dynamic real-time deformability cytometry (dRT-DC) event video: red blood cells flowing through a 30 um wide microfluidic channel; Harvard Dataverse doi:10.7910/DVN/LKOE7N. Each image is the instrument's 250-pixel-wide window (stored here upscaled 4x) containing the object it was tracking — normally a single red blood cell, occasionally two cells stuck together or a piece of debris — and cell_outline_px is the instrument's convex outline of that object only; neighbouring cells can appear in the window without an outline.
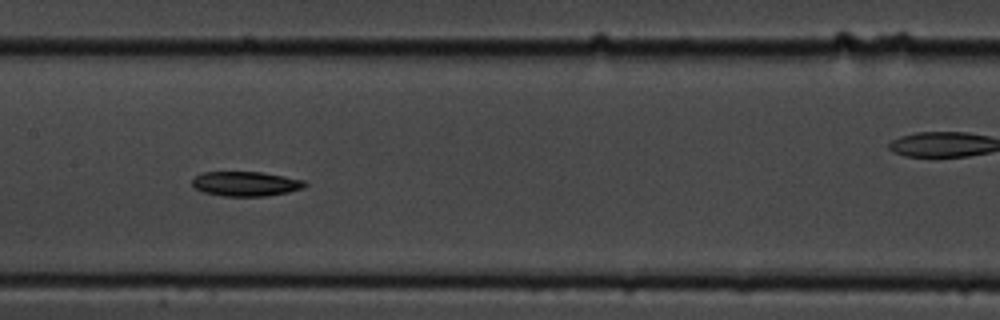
{"species": "common noctule bat (a hibernating species)", "species_latin": "Nyctalus noctula", "temperature_condition": "cold", "stored_images_in_passage": 15, "camera_frame_rate_fps": 3000, "um_per_image_px": 0.085, "animal": {"sex": "male", "body_mass_g": 19.5, "forearm_length_mm": 54.6}, "frame": {"image": 1, "passage_image": 7, "time_ms": 7.667, "image_size_px": [1000, 320], "cell_outline_px": [[308, 184], [304, 188], [288, 192], [264, 196], [224, 196], [200, 192], [192, 184], [192, 180], [200, 172], [264, 172], [304, 180]], "centroid_in_image_um": [20.89, 15.62], "position_along_channel_um": 186.5, "area_um2": 16.3}}
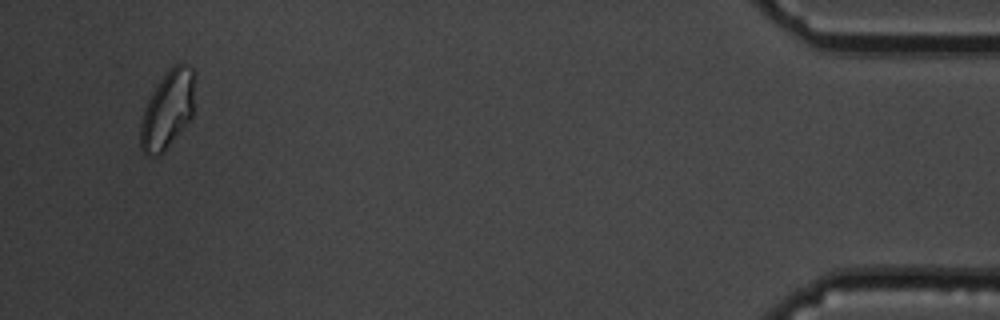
{"frame": {"image": 2, "passage_image": 15, "time_ms": 18.0, "image_size_px": [1000, 320], "cell_outline_px": [[196, 72], [192, 116], [164, 152], [156, 156], [144, 156], [140, 148], [140, 124], [144, 108], [152, 92], [168, 68], [176, 64], [184, 64], [192, 68]], "centroid_in_image_um": [14.24, 9.33], "position_along_channel_um": 421.0, "area_um2": 24.91}, "authors_computed_cell_mechanics": {"area_um2": 17.5134, "velocity_mm_per_s": 3.5529, "shape_relaxation_time_tau1_ms": 1.2728, "shape_relaxation_time_tau2_ms": null, "deformation_change_tau1": 0.0865, "deformation_change_tau2": null}}